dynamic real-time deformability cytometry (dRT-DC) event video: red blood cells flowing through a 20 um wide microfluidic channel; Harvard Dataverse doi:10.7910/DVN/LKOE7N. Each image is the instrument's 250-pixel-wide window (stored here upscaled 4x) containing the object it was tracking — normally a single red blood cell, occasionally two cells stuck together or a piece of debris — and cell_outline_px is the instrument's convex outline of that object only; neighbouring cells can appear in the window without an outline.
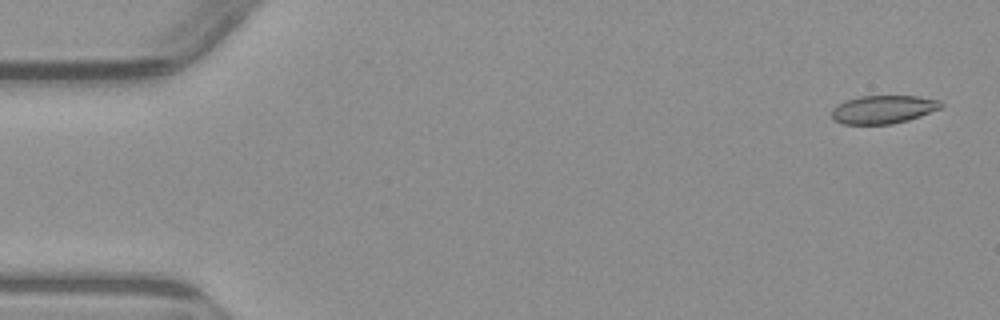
{"species": "common noctule bat (a hibernating species)", "species_latin": "Nyctalus noctula", "temperature_condition": "warm", "stored_images_in_passage": 6, "camera_frame_rate_fps": 3000, "um_per_image_px": 0.085, "animal": {"sex": "male", "body_mass_g": 23.1, "forearm_length_mm": 52.7}, "frame": {"image": 1, "passage_image": 1, "time_ms": 0.0, "image_size_px": [1000, 320], "cell_outline_px": [[944, 104], [940, 108], [920, 116], [908, 120], [892, 124], [844, 124], [832, 120], [832, 108], [836, 104], [860, 96], [920, 96], [940, 100]], "centroid_in_image_um": [75.07, 9.3], "position_along_channel_um": 9.9, "area_um2": 18.03}}
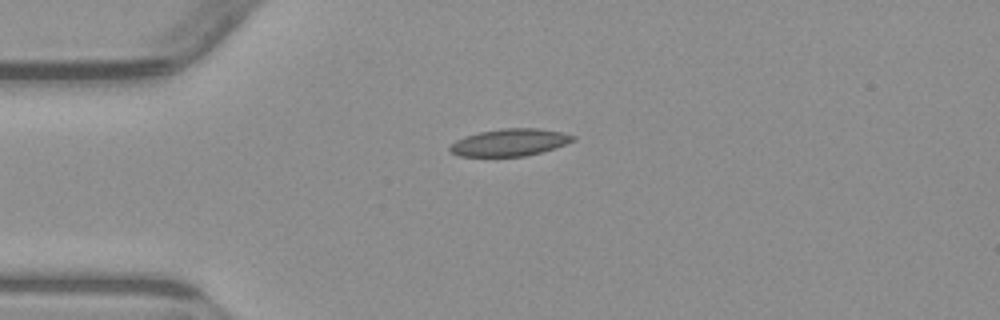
{"frame": {"image": 2, "passage_image": 4, "time_ms": 3.667, "image_size_px": [1000, 320], "cell_outline_px": [[576, 140], [556, 148], [524, 156], [460, 156], [452, 152], [448, 148], [456, 140], [464, 136], [480, 132], [500, 128], [540, 128], [560, 132], [576, 136]], "centroid_in_image_um": [43.35, 12.09], "position_along_channel_um": 41.6, "area_um2": 19.48}}
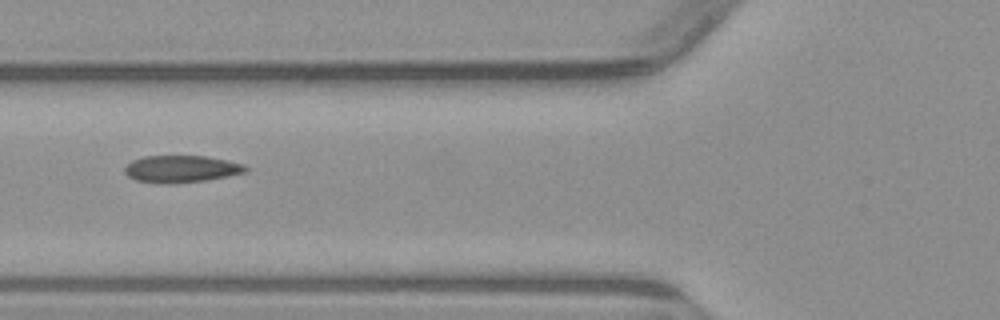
{"frame": {"image": 3, "passage_image": 6, "time_ms": 6.0, "image_size_px": [1000, 320], "cell_outline_px": [[248, 172], [208, 180], [168, 184], [136, 180], [128, 176], [124, 172], [124, 168], [132, 160], [144, 156], [204, 156], [228, 160], [244, 164], [248, 168]], "centroid_in_image_um": [15.44, 14.36], "position_along_channel_um": 110.4, "area_um2": 19.13}}